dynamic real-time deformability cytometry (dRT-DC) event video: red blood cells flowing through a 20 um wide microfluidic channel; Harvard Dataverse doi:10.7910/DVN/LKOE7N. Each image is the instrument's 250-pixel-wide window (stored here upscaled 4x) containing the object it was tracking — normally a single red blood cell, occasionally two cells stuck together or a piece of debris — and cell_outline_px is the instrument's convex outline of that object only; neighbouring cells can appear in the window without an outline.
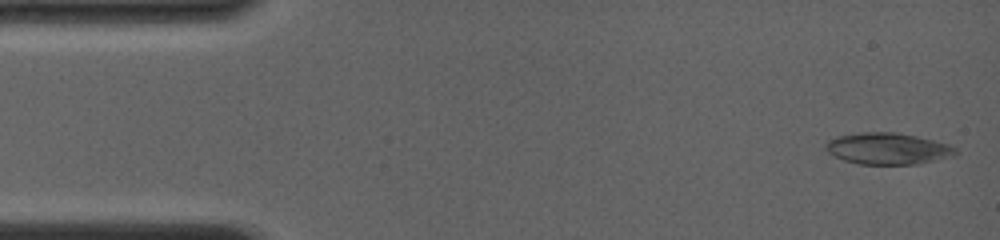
{"species": "common noctule bat (a hibernating species)", "species_latin": "Nyctalus noctula", "temperature_condition": "room temperature", "stored_images_in_passage": 11, "camera_frame_rate_fps": 4000, "um_per_image_px": 0.085, "animal": {"sex": "female", "body_mass_g": 19.0, "forearm_length_mm": 56.7}, "frame": {"image": 1, "passage_image": 1, "time_ms": 0.0, "image_size_px": [1000, 240], "cell_outline_px": [[960, 152], [956, 156], [916, 164], [860, 164], [844, 160], [828, 152], [824, 148], [824, 144], [828, 140], [836, 136], [860, 132], [896, 132], [916, 136], [948, 144], [956, 148]], "centroid_in_image_um": [75.47, 12.63], "position_along_channel_um": 9.5, "area_um2": 23.99}}
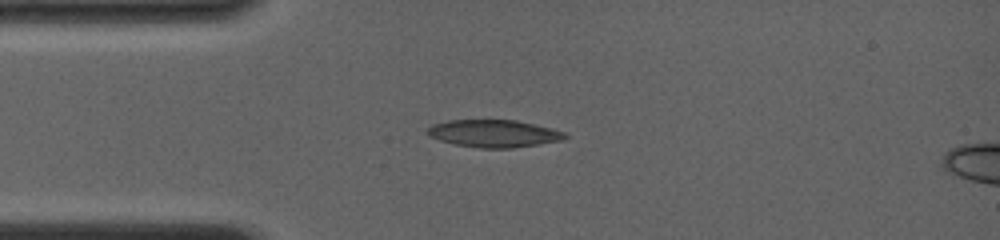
{"frame": {"image": 2, "passage_image": 8, "time_ms": 3.25, "image_size_px": [1000, 240], "cell_outline_px": [[568, 136], [564, 140], [540, 144], [512, 148], [480, 148], [456, 144], [440, 140], [428, 136], [424, 132], [432, 124], [448, 120], [516, 120], [552, 128], [564, 132]], "centroid_in_image_um": [41.97, 11.34], "position_along_channel_um": 43.0, "area_um2": 22.08}}
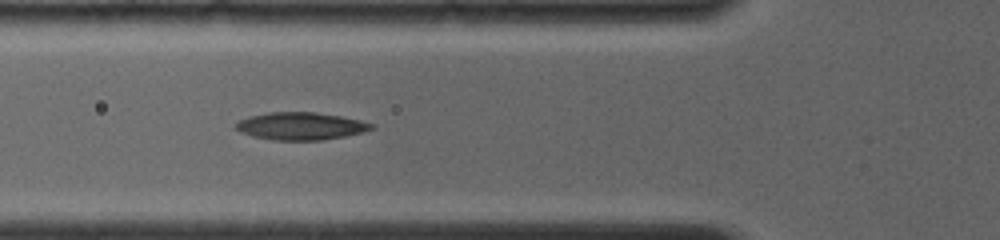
{"frame": {"image": 3, "passage_image": 11, "time_ms": 5.0, "image_size_px": [1000, 240], "cell_outline_px": [[376, 128], [344, 136], [320, 140], [272, 140], [252, 136], [240, 132], [236, 128], [236, 124], [240, 120], [248, 116], [268, 112], [316, 112], [340, 116], [360, 120], [376, 124]], "centroid_in_image_um": [25.56, 10.71], "position_along_channel_um": 100.2, "area_um2": 21.73}}